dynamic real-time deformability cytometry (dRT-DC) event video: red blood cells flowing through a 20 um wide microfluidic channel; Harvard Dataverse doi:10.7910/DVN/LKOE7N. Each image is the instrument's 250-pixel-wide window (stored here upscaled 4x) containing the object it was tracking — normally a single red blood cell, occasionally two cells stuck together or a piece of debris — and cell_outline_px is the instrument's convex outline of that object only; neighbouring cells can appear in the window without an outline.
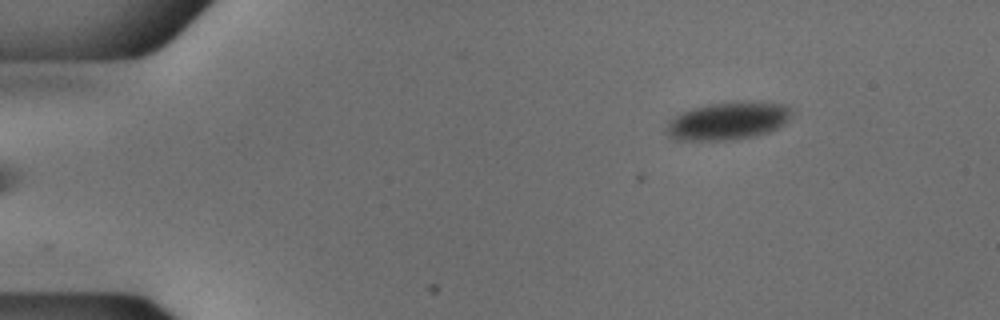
{"species": "common noctule bat (a hibernating species)", "species_latin": "Nyctalus noctula", "temperature_condition": "cold", "stored_images_in_passage": 47, "camera_frame_rate_fps": 3000, "um_per_image_px": 0.085, "animal": {"sex": "male", "body_mass_g": 18.8}, "frame": {"image": 1, "passage_image": 1, "time_ms": 0.0, "image_size_px": [1000, 320], "cell_outline_px": [[792, 112], [788, 120], [780, 128], [756, 136], [736, 140], [676, 140], [668, 136], [664, 132], [664, 128], [668, 120], [692, 108], [708, 104], [784, 104]], "centroid_in_image_um": [61.8, 10.34], "position_along_channel_um": 23.2, "area_um2": 26.93}}
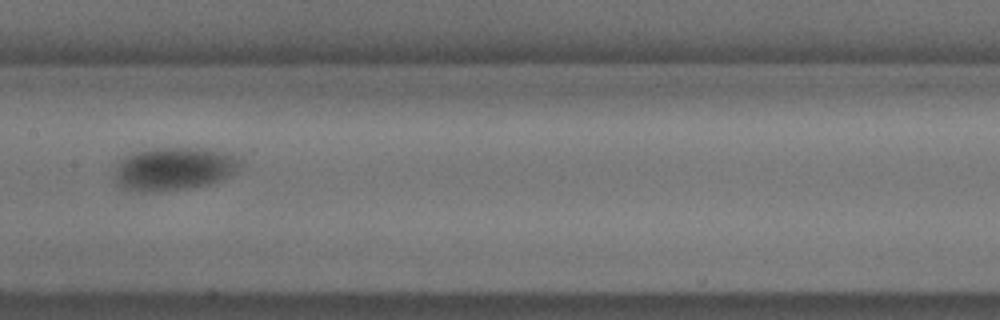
{"frame": {"image": 2, "passage_image": 21, "time_ms": 6.667, "image_size_px": [1000, 320], "cell_outline_px": [[240, 168], [232, 176], [208, 184], [188, 188], [144, 192], [128, 188], [120, 184], [116, 180], [116, 172], [120, 160], [124, 156], [136, 152], [152, 148], [208, 148], [232, 152], [240, 156]], "centroid_in_image_um": [14.91, 14.31], "position_along_channel_um": 192.5, "area_um2": 31.56}}
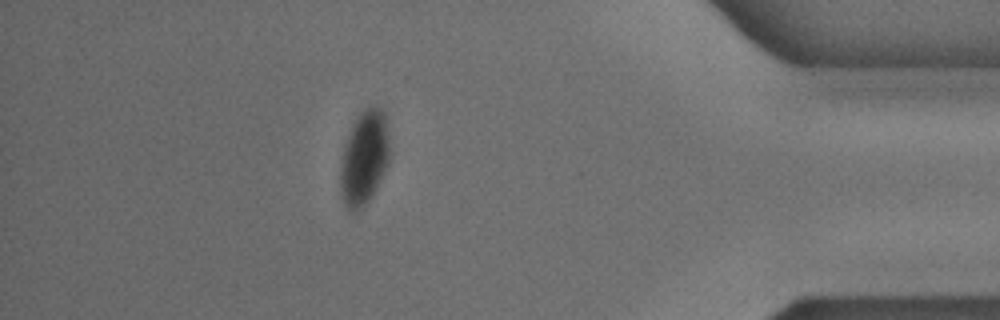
{"frame": {"image": 3, "passage_image": 41, "time_ms": 13.333, "image_size_px": [1000, 320], "cell_outline_px": [[388, 164], [376, 188], [368, 200], [356, 212], [348, 208], [344, 200], [340, 188], [340, 164], [344, 144], [352, 124], [360, 112], [368, 104], [380, 104], [388, 120]], "centroid_in_image_um": [30.97, 13.29], "position_along_channel_um": 404.2, "area_um2": 27.22}, "authors_computed_cell_mechanics": {"area_um2": 29.7092, "velocity_mm_per_s": 3.7682, "shape_relaxation_time_tau1_ms": 5.7826, "shape_relaxation_time_tau2_ms": 4.0236, "deformation_change_tau1": 0.1113, "deformation_change_tau2": 0.0384}}